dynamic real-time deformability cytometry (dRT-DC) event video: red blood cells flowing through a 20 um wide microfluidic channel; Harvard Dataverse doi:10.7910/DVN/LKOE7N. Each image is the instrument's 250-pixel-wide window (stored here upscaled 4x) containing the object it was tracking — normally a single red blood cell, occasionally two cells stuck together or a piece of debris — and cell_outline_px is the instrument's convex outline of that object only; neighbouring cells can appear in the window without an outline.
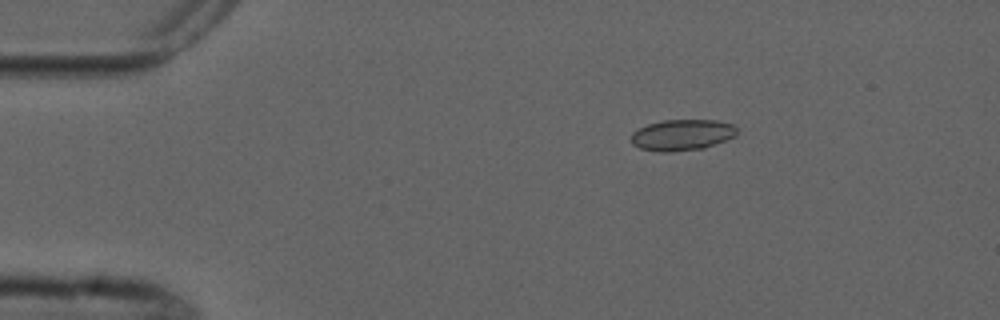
{"species": "common noctule bat (a hibernating species)", "species_latin": "Nyctalus noctula", "temperature_condition": "cold", "stored_images_in_passage": 5, "camera_frame_rate_fps": 3000, "um_per_image_px": 0.085, "animal": {"sex": "male", "forearm_length_mm": 52.5}, "frame": {"image": 1, "passage_image": 5, "time_ms": 5.333, "image_size_px": [1000, 320], "cell_outline_px": [[736, 136], [704, 148], [672, 152], [660, 152], [640, 148], [632, 144], [632, 132], [648, 124], [664, 120], [716, 120], [732, 124], [736, 128]], "centroid_in_image_um": [57.98, 11.47], "position_along_channel_um": 27.0, "area_um2": 19.07}}